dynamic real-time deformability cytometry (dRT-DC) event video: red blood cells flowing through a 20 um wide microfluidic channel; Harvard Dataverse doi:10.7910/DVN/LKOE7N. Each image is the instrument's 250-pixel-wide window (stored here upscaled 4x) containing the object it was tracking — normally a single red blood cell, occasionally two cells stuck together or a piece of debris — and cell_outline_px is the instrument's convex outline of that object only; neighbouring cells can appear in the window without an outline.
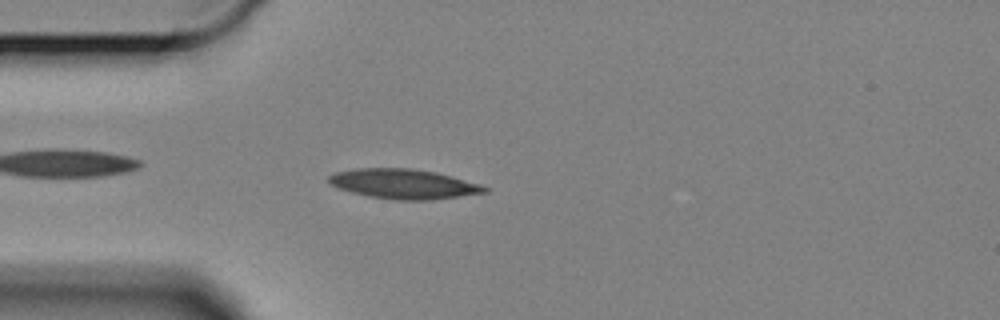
{"species": "Egyptian fruit bat (a non-hibernating species)", "species_latin": "Rousettus aegyptiacus", "temperature_condition": "cold", "stored_images_in_passage": 4, "camera_frame_rate_fps": 3000, "um_per_image_px": 0.085, "animal": {"sex": "female"}, "frame": {"image": 1, "passage_image": 2, "time_ms": 0.333, "image_size_px": [1000, 320], "cell_outline_px": [[488, 192], [432, 200], [396, 200], [368, 196], [336, 188], [328, 184], [328, 176], [336, 172], [356, 168], [408, 168], [432, 172], [480, 184], [488, 188]], "centroid_in_image_um": [34.24, 15.64], "position_along_channel_um": 50.8, "area_um2": 26.82}}